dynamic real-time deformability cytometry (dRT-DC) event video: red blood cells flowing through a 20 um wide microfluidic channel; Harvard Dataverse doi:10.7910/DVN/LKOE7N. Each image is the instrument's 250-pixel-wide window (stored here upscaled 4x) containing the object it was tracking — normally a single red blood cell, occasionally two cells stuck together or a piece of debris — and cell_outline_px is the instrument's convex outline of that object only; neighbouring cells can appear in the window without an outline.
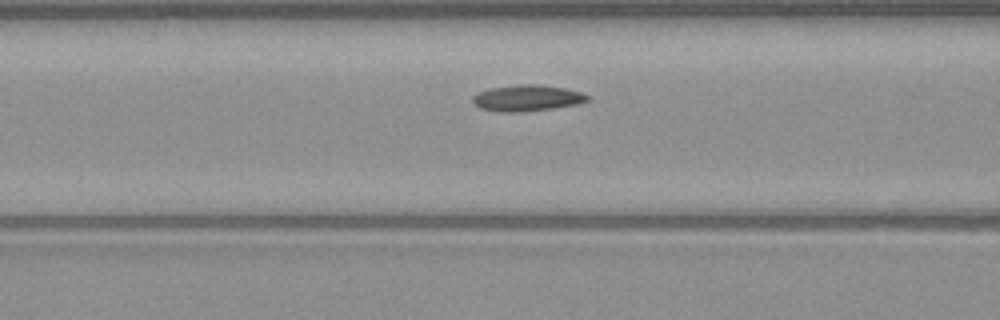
{"species": "common noctule bat (a hibernating species)", "species_latin": "Nyctalus noctula", "temperature_condition": "warm", "stored_images_in_passage": 42, "camera_frame_rate_fps": 3000, "um_per_image_px": 0.085, "animal": {"sex": "male", "body_mass_g": 23.1, "forearm_length_mm": 52.7}, "frame": {"image": 1, "passage_image": 13, "time_ms": 4.0, "image_size_px": [1000, 320], "cell_outline_px": [[592, 100], [576, 104], [552, 108], [524, 112], [500, 112], [480, 108], [472, 104], [472, 96], [488, 88], [520, 84], [536, 84], [564, 88], [584, 92], [592, 96]], "centroid_in_image_um": [44.83, 8.33], "position_along_channel_um": 121.8, "area_um2": 17.8}}
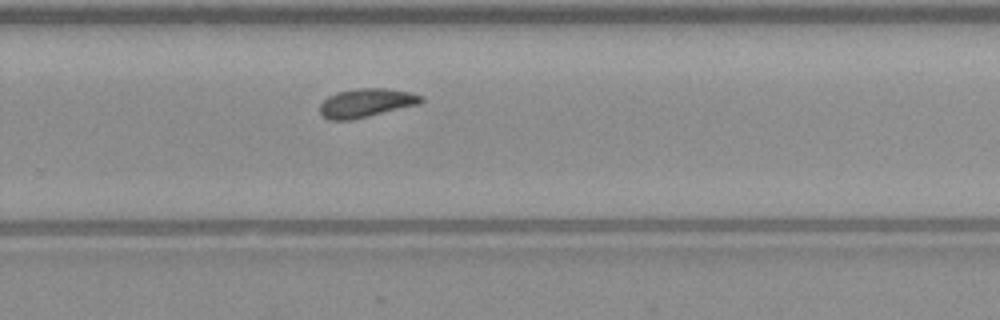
{"frame": {"image": 2, "passage_image": 26, "time_ms": 8.333, "image_size_px": [1000, 320], "cell_outline_px": [[424, 100], [420, 104], [368, 116], [348, 120], [328, 120], [320, 112], [320, 104], [328, 96], [336, 92], [356, 88], [384, 88], [408, 92], [424, 96]], "centroid_in_image_um": [31.12, 8.74], "position_along_channel_um": 298.7, "area_um2": 16.88}}
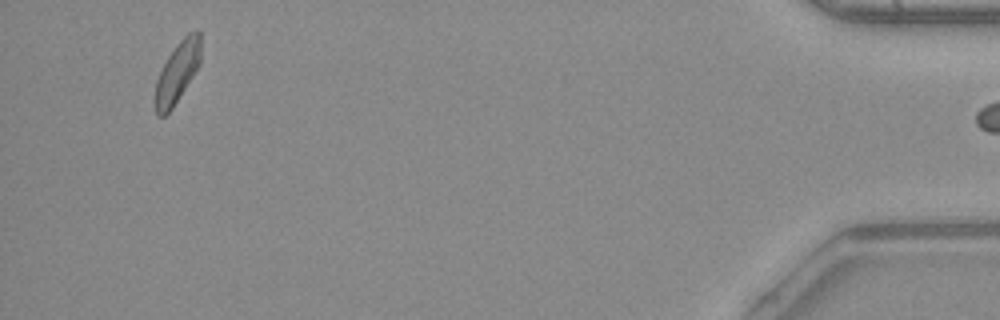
{"frame": {"image": 3, "passage_image": 41, "time_ms": 13.333, "image_size_px": [1000, 320], "cell_outline_px": [[200, 64], [172, 108], [164, 116], [156, 116], [156, 80], [168, 56], [176, 44], [188, 32], [196, 28], [200, 32]], "centroid_in_image_um": [15.09, 6.09], "position_along_channel_um": 420.1, "area_um2": 15.9}}